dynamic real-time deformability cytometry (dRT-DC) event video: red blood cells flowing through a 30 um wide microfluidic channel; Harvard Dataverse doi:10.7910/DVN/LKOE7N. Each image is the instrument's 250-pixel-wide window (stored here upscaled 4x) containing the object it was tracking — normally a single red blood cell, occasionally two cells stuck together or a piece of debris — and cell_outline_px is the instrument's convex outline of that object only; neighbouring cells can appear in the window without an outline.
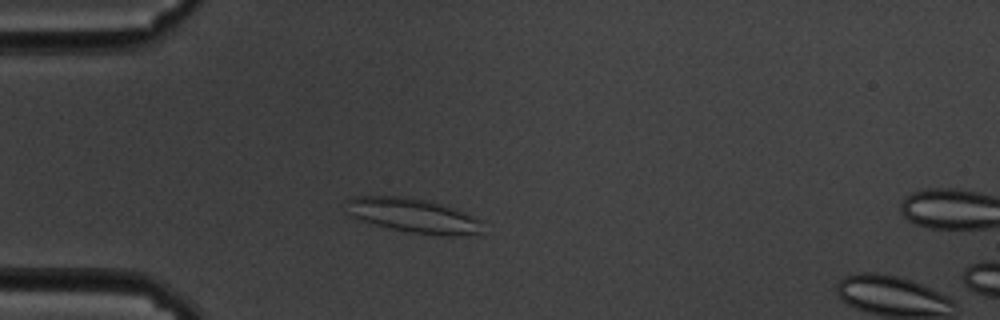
{"species": "common noctule bat (a hibernating species)", "species_latin": "Nyctalus noctula", "temperature_condition": "cold", "stored_images_in_passage": 3, "camera_frame_rate_fps": 3000, "um_per_image_px": 0.085, "animal": {"sex": "male", "body_mass_g": 19.5, "forearm_length_mm": 54.6}, "frame": {"image": 1, "passage_image": 1, "time_ms": 0.0, "image_size_px": [1000, 320], "cell_outline_px": [[484, 236], [440, 236], [412, 232], [368, 224], [352, 216], [348, 212], [348, 200], [352, 196], [404, 196], [424, 200], [456, 208], [472, 216], [476, 220]], "centroid_in_image_um": [35.14, 18.34], "position_along_channel_um": 49.9, "area_um2": 27.34}}